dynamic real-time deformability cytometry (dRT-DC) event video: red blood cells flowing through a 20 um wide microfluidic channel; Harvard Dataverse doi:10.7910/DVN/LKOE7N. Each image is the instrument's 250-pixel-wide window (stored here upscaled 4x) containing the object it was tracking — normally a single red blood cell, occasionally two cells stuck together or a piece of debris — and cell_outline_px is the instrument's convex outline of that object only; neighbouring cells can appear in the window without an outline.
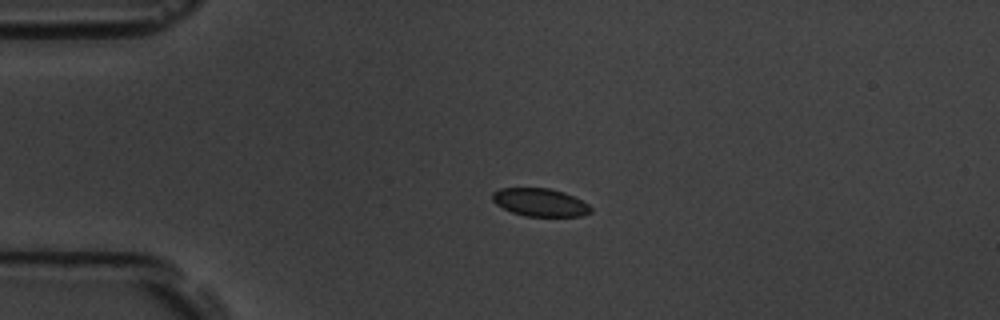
{"species": "common noctule bat (a hibernating species)", "species_latin": "Nyctalus noctula", "temperature_condition": "room temperature", "stored_images_in_passage": 4, "camera_frame_rate_fps": 3000, "um_per_image_px": 0.085, "animal": {"sex": "male", "body_mass_g": 19.5, "forearm_length_mm": 54.6}, "frame": {"image": 1, "passage_image": 3, "time_ms": 2.333, "image_size_px": [1000, 320], "cell_outline_px": [[592, 212], [580, 216], [524, 216], [512, 212], [496, 204], [492, 200], [492, 192], [500, 188], [548, 188], [564, 192], [588, 204], [592, 208]], "centroid_in_image_um": [45.89, 17.2], "position_along_channel_um": 39.1, "area_um2": 15.95}}